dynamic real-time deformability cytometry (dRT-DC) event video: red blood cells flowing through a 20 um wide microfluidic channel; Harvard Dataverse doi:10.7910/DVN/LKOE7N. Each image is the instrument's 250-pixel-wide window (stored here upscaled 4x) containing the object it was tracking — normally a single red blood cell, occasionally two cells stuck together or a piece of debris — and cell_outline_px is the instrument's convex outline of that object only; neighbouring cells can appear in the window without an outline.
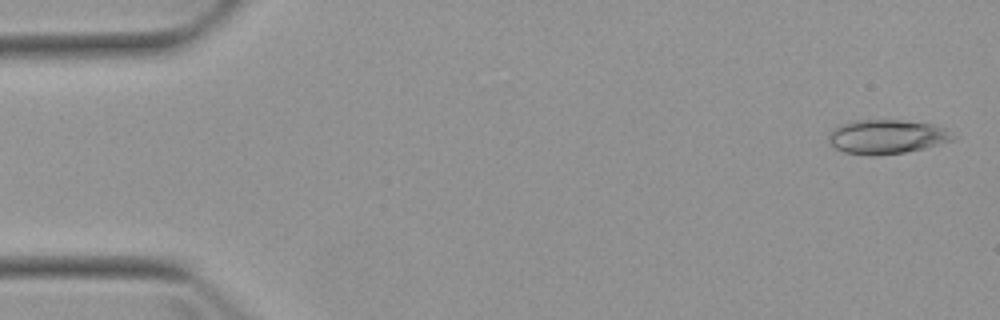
{"species": "Egyptian fruit bat (a non-hibernating species)", "species_latin": "Rousettus aegyptiacus", "temperature_condition": "warm", "stored_images_in_passage": 2, "camera_frame_rate_fps": 3000, "um_per_image_px": 0.085, "animal": {"sex": "female"}, "frame": {"image": 1, "passage_image": 2, "time_ms": 1.333, "image_size_px": [1000, 320], "cell_outline_px": [[956, 136], [952, 140], [924, 148], [904, 152], [876, 156], [868, 156], [844, 152], [836, 148], [828, 140], [828, 136], [832, 128], [840, 124], [856, 120], [900, 120], [932, 124], [944, 128]], "centroid_in_image_um": [75.33, 11.62], "position_along_channel_um": 9.7, "area_um2": 24.74}}